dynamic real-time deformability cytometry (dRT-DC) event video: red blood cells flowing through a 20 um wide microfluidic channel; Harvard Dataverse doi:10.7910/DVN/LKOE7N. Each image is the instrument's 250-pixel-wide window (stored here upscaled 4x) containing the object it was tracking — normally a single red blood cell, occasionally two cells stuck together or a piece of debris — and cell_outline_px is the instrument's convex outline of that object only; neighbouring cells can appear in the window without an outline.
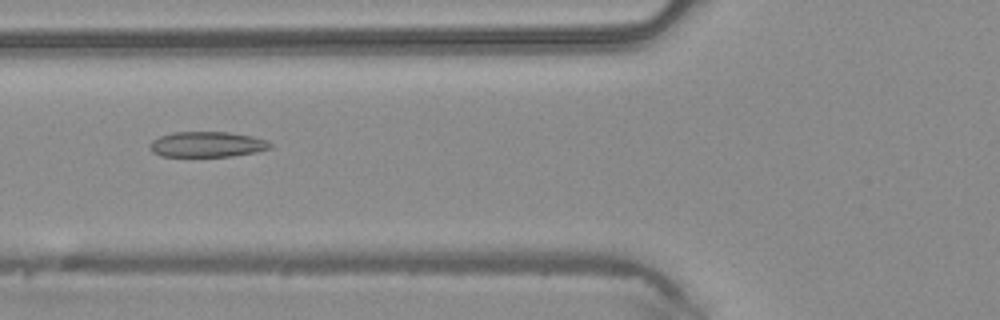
{"species": "common noctule bat (a hibernating species)", "species_latin": "Nyctalus noctula", "temperature_condition": "warm", "stored_images_in_passage": 47, "camera_frame_rate_fps": 3000, "um_per_image_px": 0.085, "animal": {"sex": "male", "body_mass_g": 20.4}, "frame": {"image": 1, "passage_image": 18, "time_ms": 5.667, "image_size_px": [1000, 320], "cell_outline_px": [[272, 148], [256, 152], [232, 156], [160, 156], [152, 152], [148, 148], [152, 140], [160, 136], [172, 132], [228, 132], [252, 136], [268, 140], [272, 144]], "centroid_in_image_um": [17.61, 12.27], "position_along_channel_um": 108.2, "area_um2": 17.98}}
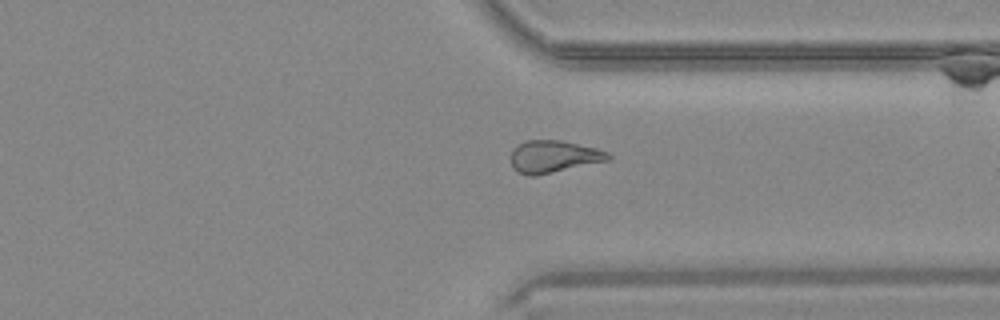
{"frame": {"image": 2, "passage_image": 36, "time_ms": 11.667, "image_size_px": [1000, 320], "cell_outline_px": [[612, 160], [536, 176], [528, 176], [516, 172], [512, 168], [512, 148], [524, 140], [560, 140], [596, 148], [608, 152], [612, 156]], "centroid_in_image_um": [47.07, 13.32], "position_along_channel_um": 364.3, "area_um2": 18.61}}
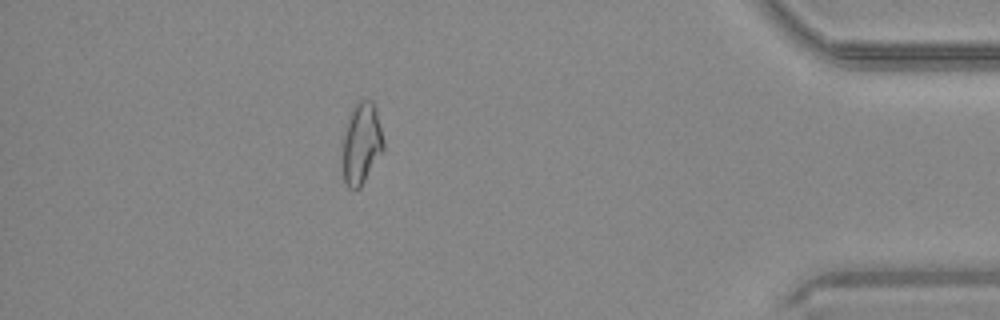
{"frame": {"image": 3, "passage_image": 42, "time_ms": 13.667, "image_size_px": [1000, 320], "cell_outline_px": [[384, 148], [360, 188], [348, 188], [344, 180], [340, 164], [344, 128], [352, 108], [356, 100], [372, 100], [376, 108], [384, 140]], "centroid_in_image_um": [30.68, 12.18], "position_along_channel_um": 404.5, "area_um2": 19.94}, "authors_computed_cell_mechanics": {"area_um2": 19.0162, "velocity_mm_per_s": 4.266, "shape_relaxation_time_tau1_ms": null, "shape_relaxation_time_tau2_ms": 2.3407, "deformation_change_tau1": null, "deformation_change_tau2": 0.0926}}